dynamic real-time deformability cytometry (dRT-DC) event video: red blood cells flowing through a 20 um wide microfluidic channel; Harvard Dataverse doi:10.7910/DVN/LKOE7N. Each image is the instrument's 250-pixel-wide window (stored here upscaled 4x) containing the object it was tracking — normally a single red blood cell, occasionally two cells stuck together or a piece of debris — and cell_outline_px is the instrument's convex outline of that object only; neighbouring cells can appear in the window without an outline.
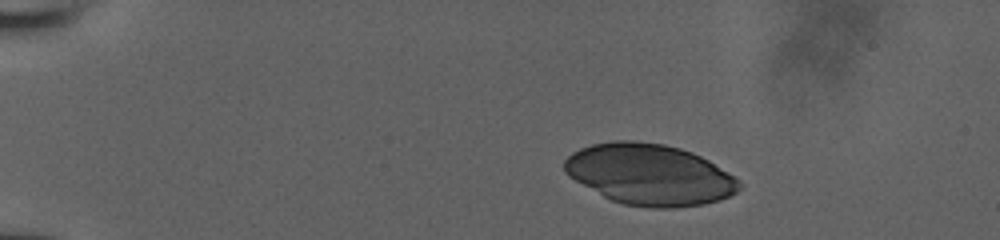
{"species": "human", "species_latin": "Homo sapiens", "temperature_condition": "room temperature", "stored_images_in_passage": 38, "camera_frame_rate_fps": 3000, "um_per_image_px": 0.085, "donor": {"sex": "male"}, "frame": {"image": 1, "passage_image": 1, "time_ms": 0.0, "image_size_px": [1000, 240], "cell_outline_px": [[740, 188], [736, 192], [720, 200], [704, 204], [672, 208], [652, 208], [624, 204], [612, 200], [604, 196], [568, 176], [564, 172], [564, 160], [572, 152], [580, 148], [592, 144], [612, 140], [636, 140], [664, 144], [680, 148], [692, 152], [708, 160], [732, 176], [740, 184]], "centroid_in_image_um": [55.18, 14.82], "position_along_channel_um": 29.8, "area_um2": 61.9}}